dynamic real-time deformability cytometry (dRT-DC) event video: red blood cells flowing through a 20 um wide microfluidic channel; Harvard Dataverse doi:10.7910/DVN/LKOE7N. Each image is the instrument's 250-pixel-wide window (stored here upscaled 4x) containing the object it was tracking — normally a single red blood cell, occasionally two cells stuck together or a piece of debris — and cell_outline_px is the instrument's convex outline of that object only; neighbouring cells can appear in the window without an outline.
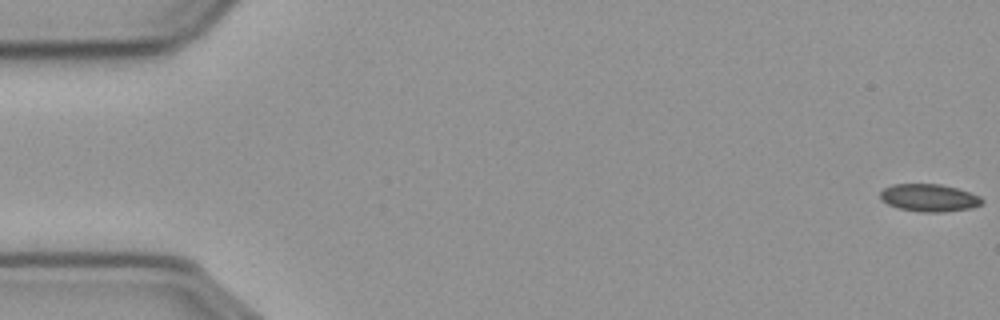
{"species": "common noctule bat (a hibernating species)", "species_latin": "Nyctalus noctula", "temperature_condition": "cold", "stored_images_in_passage": 57, "camera_frame_rate_fps": 3000, "um_per_image_px": 0.085, "animal": {"sex": "male", "body_mass_g": 23.1, "forearm_length_mm": 52.7}, "frame": {"image": 1, "passage_image": 1, "time_ms": 0.0, "image_size_px": [1000, 320], "cell_outline_px": [[984, 200], [980, 204], [972, 208], [944, 212], [920, 212], [900, 208], [888, 204], [880, 200], [880, 192], [884, 188], [892, 184], [940, 184], [956, 188], [980, 196]], "centroid_in_image_um": [78.96, 16.81], "position_along_channel_um": 6.0, "area_um2": 16.3}}
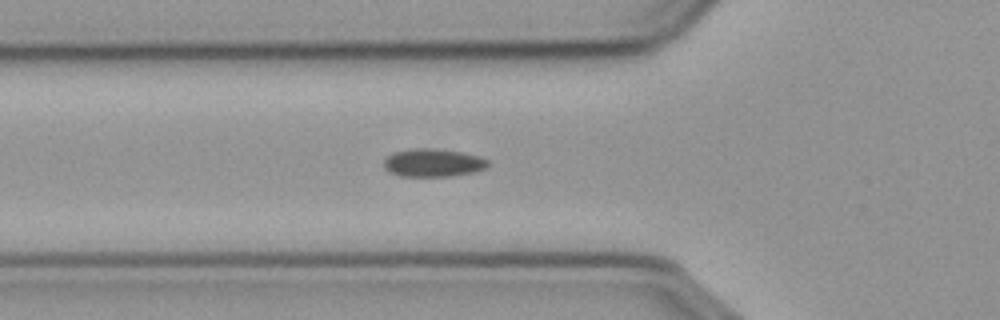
{"frame": {"image": 2, "passage_image": 20, "time_ms": 6.333, "image_size_px": [1000, 320], "cell_outline_px": [[488, 164], [484, 168], [472, 172], [452, 176], [400, 176], [388, 172], [384, 168], [384, 160], [392, 152], [412, 148], [428, 148], [460, 152], [480, 156], [488, 160]], "centroid_in_image_um": [36.76, 13.83], "position_along_channel_um": 89.0, "area_um2": 16.94}}
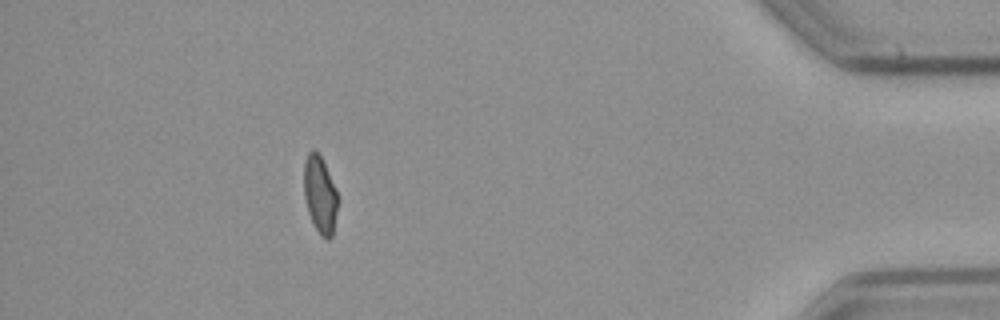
{"frame": {"image": 3, "passage_image": 51, "time_ms": 16.667, "image_size_px": [1000, 320], "cell_outline_px": [[340, 200], [332, 236], [328, 240], [324, 240], [320, 236], [308, 212], [304, 196], [304, 160], [308, 152], [312, 148], [316, 148], [336, 188]], "centroid_in_image_um": [27.22, 16.55], "position_along_channel_um": 408.0, "area_um2": 15.61}, "authors_computed_cell_mechanics": {"area_um2": 16.6464, "velocity_mm_per_s": 3.6517, "shape_relaxation_time_tau1_ms": null, "shape_relaxation_time_tau2_ms": 8.2945, "deformation_change_tau1": null, "deformation_change_tau2": 0.1015}}